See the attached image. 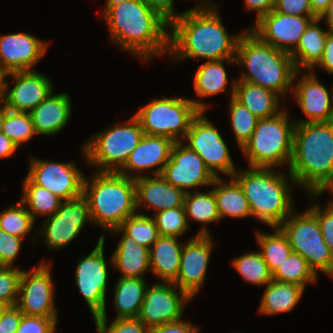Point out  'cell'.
<instances>
[{"instance_id":"cell-20","label":"cell","mask_w":333,"mask_h":333,"mask_svg":"<svg viewBox=\"0 0 333 333\" xmlns=\"http://www.w3.org/2000/svg\"><path fill=\"white\" fill-rule=\"evenodd\" d=\"M213 243L211 235H195L183 245L180 269L172 283L191 299L201 289L206 278Z\"/></svg>"},{"instance_id":"cell-63","label":"cell","mask_w":333,"mask_h":333,"mask_svg":"<svg viewBox=\"0 0 333 333\" xmlns=\"http://www.w3.org/2000/svg\"><path fill=\"white\" fill-rule=\"evenodd\" d=\"M6 307H7L6 305L0 303V317H1L2 313H3V311L6 309Z\"/></svg>"},{"instance_id":"cell-28","label":"cell","mask_w":333,"mask_h":333,"mask_svg":"<svg viewBox=\"0 0 333 333\" xmlns=\"http://www.w3.org/2000/svg\"><path fill=\"white\" fill-rule=\"evenodd\" d=\"M178 237L159 236L149 249L150 271L162 282H173L180 269L184 242Z\"/></svg>"},{"instance_id":"cell-42","label":"cell","mask_w":333,"mask_h":333,"mask_svg":"<svg viewBox=\"0 0 333 333\" xmlns=\"http://www.w3.org/2000/svg\"><path fill=\"white\" fill-rule=\"evenodd\" d=\"M228 108L230 110V122L238 142L237 144H239L242 149L250 140L259 118L252 114L249 109L243 106L234 97L230 98Z\"/></svg>"},{"instance_id":"cell-43","label":"cell","mask_w":333,"mask_h":333,"mask_svg":"<svg viewBox=\"0 0 333 333\" xmlns=\"http://www.w3.org/2000/svg\"><path fill=\"white\" fill-rule=\"evenodd\" d=\"M153 216L160 236L179 238L189 228L184 207L162 210Z\"/></svg>"},{"instance_id":"cell-50","label":"cell","mask_w":333,"mask_h":333,"mask_svg":"<svg viewBox=\"0 0 333 333\" xmlns=\"http://www.w3.org/2000/svg\"><path fill=\"white\" fill-rule=\"evenodd\" d=\"M21 318L22 313L16 305L6 307L0 317V333H16Z\"/></svg>"},{"instance_id":"cell-52","label":"cell","mask_w":333,"mask_h":333,"mask_svg":"<svg viewBox=\"0 0 333 333\" xmlns=\"http://www.w3.org/2000/svg\"><path fill=\"white\" fill-rule=\"evenodd\" d=\"M198 327L182 319L157 326L151 329V333H198Z\"/></svg>"},{"instance_id":"cell-27","label":"cell","mask_w":333,"mask_h":333,"mask_svg":"<svg viewBox=\"0 0 333 333\" xmlns=\"http://www.w3.org/2000/svg\"><path fill=\"white\" fill-rule=\"evenodd\" d=\"M110 233L123 235L111 257L113 266L122 274L120 277L144 278L143 274L150 271L149 249L138 245L119 228Z\"/></svg>"},{"instance_id":"cell-2","label":"cell","mask_w":333,"mask_h":333,"mask_svg":"<svg viewBox=\"0 0 333 333\" xmlns=\"http://www.w3.org/2000/svg\"><path fill=\"white\" fill-rule=\"evenodd\" d=\"M112 42L147 61L169 51V23L143 0H129L103 12Z\"/></svg>"},{"instance_id":"cell-61","label":"cell","mask_w":333,"mask_h":333,"mask_svg":"<svg viewBox=\"0 0 333 333\" xmlns=\"http://www.w3.org/2000/svg\"><path fill=\"white\" fill-rule=\"evenodd\" d=\"M5 77H6V73L4 72L3 68L0 65V86Z\"/></svg>"},{"instance_id":"cell-18","label":"cell","mask_w":333,"mask_h":333,"mask_svg":"<svg viewBox=\"0 0 333 333\" xmlns=\"http://www.w3.org/2000/svg\"><path fill=\"white\" fill-rule=\"evenodd\" d=\"M8 76L13 78V88L9 87ZM1 87L8 110L28 113L53 92L51 80L34 70L7 73Z\"/></svg>"},{"instance_id":"cell-38","label":"cell","mask_w":333,"mask_h":333,"mask_svg":"<svg viewBox=\"0 0 333 333\" xmlns=\"http://www.w3.org/2000/svg\"><path fill=\"white\" fill-rule=\"evenodd\" d=\"M232 265L248 283L265 286L273 280L272 273L259 251L248 252L233 259Z\"/></svg>"},{"instance_id":"cell-19","label":"cell","mask_w":333,"mask_h":333,"mask_svg":"<svg viewBox=\"0 0 333 333\" xmlns=\"http://www.w3.org/2000/svg\"><path fill=\"white\" fill-rule=\"evenodd\" d=\"M316 18L276 12L274 9L255 21L250 30L262 41L290 53L308 25Z\"/></svg>"},{"instance_id":"cell-26","label":"cell","mask_w":333,"mask_h":333,"mask_svg":"<svg viewBox=\"0 0 333 333\" xmlns=\"http://www.w3.org/2000/svg\"><path fill=\"white\" fill-rule=\"evenodd\" d=\"M232 83L231 97H234L259 119L273 117L282 111L280 110L282 109L281 104H279L281 96L274 91L247 81L234 80Z\"/></svg>"},{"instance_id":"cell-23","label":"cell","mask_w":333,"mask_h":333,"mask_svg":"<svg viewBox=\"0 0 333 333\" xmlns=\"http://www.w3.org/2000/svg\"><path fill=\"white\" fill-rule=\"evenodd\" d=\"M174 143V140L166 137L144 134L136 148L129 154L124 166L117 173L128 178L137 179L140 177L138 173L154 168L153 176L161 175L165 165L170 160ZM130 171H136L137 175H131Z\"/></svg>"},{"instance_id":"cell-31","label":"cell","mask_w":333,"mask_h":333,"mask_svg":"<svg viewBox=\"0 0 333 333\" xmlns=\"http://www.w3.org/2000/svg\"><path fill=\"white\" fill-rule=\"evenodd\" d=\"M305 288L296 284L272 280L266 285L262 295L259 312L264 315H276L294 310Z\"/></svg>"},{"instance_id":"cell-47","label":"cell","mask_w":333,"mask_h":333,"mask_svg":"<svg viewBox=\"0 0 333 333\" xmlns=\"http://www.w3.org/2000/svg\"><path fill=\"white\" fill-rule=\"evenodd\" d=\"M57 319L22 314L16 333H56Z\"/></svg>"},{"instance_id":"cell-49","label":"cell","mask_w":333,"mask_h":333,"mask_svg":"<svg viewBox=\"0 0 333 333\" xmlns=\"http://www.w3.org/2000/svg\"><path fill=\"white\" fill-rule=\"evenodd\" d=\"M274 10L288 15L318 18L312 11L310 0H276Z\"/></svg>"},{"instance_id":"cell-45","label":"cell","mask_w":333,"mask_h":333,"mask_svg":"<svg viewBox=\"0 0 333 333\" xmlns=\"http://www.w3.org/2000/svg\"><path fill=\"white\" fill-rule=\"evenodd\" d=\"M22 270L16 267H0V303L15 306Z\"/></svg>"},{"instance_id":"cell-7","label":"cell","mask_w":333,"mask_h":333,"mask_svg":"<svg viewBox=\"0 0 333 333\" xmlns=\"http://www.w3.org/2000/svg\"><path fill=\"white\" fill-rule=\"evenodd\" d=\"M286 109L270 118L259 119L250 140L241 149L253 168H282L290 165L293 153L294 120Z\"/></svg>"},{"instance_id":"cell-41","label":"cell","mask_w":333,"mask_h":333,"mask_svg":"<svg viewBox=\"0 0 333 333\" xmlns=\"http://www.w3.org/2000/svg\"><path fill=\"white\" fill-rule=\"evenodd\" d=\"M2 133L12 140L18 148L37 135L30 113L11 111L6 107Z\"/></svg>"},{"instance_id":"cell-14","label":"cell","mask_w":333,"mask_h":333,"mask_svg":"<svg viewBox=\"0 0 333 333\" xmlns=\"http://www.w3.org/2000/svg\"><path fill=\"white\" fill-rule=\"evenodd\" d=\"M26 177L64 201L83 195L85 176L73 161L53 162L31 157Z\"/></svg>"},{"instance_id":"cell-59","label":"cell","mask_w":333,"mask_h":333,"mask_svg":"<svg viewBox=\"0 0 333 333\" xmlns=\"http://www.w3.org/2000/svg\"><path fill=\"white\" fill-rule=\"evenodd\" d=\"M126 1H129V0H107L106 7L103 12H105L111 6H115L117 4H120V3H123Z\"/></svg>"},{"instance_id":"cell-5","label":"cell","mask_w":333,"mask_h":333,"mask_svg":"<svg viewBox=\"0 0 333 333\" xmlns=\"http://www.w3.org/2000/svg\"><path fill=\"white\" fill-rule=\"evenodd\" d=\"M242 187L251 210V215L271 228L279 227L293 212L290 182L283 172L273 168L237 170L232 176ZM290 179V182L289 180Z\"/></svg>"},{"instance_id":"cell-32","label":"cell","mask_w":333,"mask_h":333,"mask_svg":"<svg viewBox=\"0 0 333 333\" xmlns=\"http://www.w3.org/2000/svg\"><path fill=\"white\" fill-rule=\"evenodd\" d=\"M146 288L144 278L119 277L114 289L116 319L138 317Z\"/></svg>"},{"instance_id":"cell-17","label":"cell","mask_w":333,"mask_h":333,"mask_svg":"<svg viewBox=\"0 0 333 333\" xmlns=\"http://www.w3.org/2000/svg\"><path fill=\"white\" fill-rule=\"evenodd\" d=\"M184 144L183 141L174 143L170 160L161 175L169 184L185 193L193 187L212 186L216 177L207 168L203 159Z\"/></svg>"},{"instance_id":"cell-33","label":"cell","mask_w":333,"mask_h":333,"mask_svg":"<svg viewBox=\"0 0 333 333\" xmlns=\"http://www.w3.org/2000/svg\"><path fill=\"white\" fill-rule=\"evenodd\" d=\"M226 61L236 64V59H221L199 66L194 77V89L200 99L226 91L228 78L223 63Z\"/></svg>"},{"instance_id":"cell-3","label":"cell","mask_w":333,"mask_h":333,"mask_svg":"<svg viewBox=\"0 0 333 333\" xmlns=\"http://www.w3.org/2000/svg\"><path fill=\"white\" fill-rule=\"evenodd\" d=\"M288 171L310 195L333 177V121L295 124Z\"/></svg>"},{"instance_id":"cell-9","label":"cell","mask_w":333,"mask_h":333,"mask_svg":"<svg viewBox=\"0 0 333 333\" xmlns=\"http://www.w3.org/2000/svg\"><path fill=\"white\" fill-rule=\"evenodd\" d=\"M139 120L132 118L96 133L82 148L86 161L96 165V172H118L143 137ZM94 164V165H93Z\"/></svg>"},{"instance_id":"cell-8","label":"cell","mask_w":333,"mask_h":333,"mask_svg":"<svg viewBox=\"0 0 333 333\" xmlns=\"http://www.w3.org/2000/svg\"><path fill=\"white\" fill-rule=\"evenodd\" d=\"M208 105L201 100L163 97L153 99L134 115L149 136L166 137L180 142L189 131L192 120Z\"/></svg>"},{"instance_id":"cell-16","label":"cell","mask_w":333,"mask_h":333,"mask_svg":"<svg viewBox=\"0 0 333 333\" xmlns=\"http://www.w3.org/2000/svg\"><path fill=\"white\" fill-rule=\"evenodd\" d=\"M175 288L172 282L147 286L137 319L150 330L183 319L184 305L192 299L179 288L176 292Z\"/></svg>"},{"instance_id":"cell-62","label":"cell","mask_w":333,"mask_h":333,"mask_svg":"<svg viewBox=\"0 0 333 333\" xmlns=\"http://www.w3.org/2000/svg\"><path fill=\"white\" fill-rule=\"evenodd\" d=\"M4 104L3 102V90L2 87L0 86V107Z\"/></svg>"},{"instance_id":"cell-25","label":"cell","mask_w":333,"mask_h":333,"mask_svg":"<svg viewBox=\"0 0 333 333\" xmlns=\"http://www.w3.org/2000/svg\"><path fill=\"white\" fill-rule=\"evenodd\" d=\"M68 94L53 92L29 113L37 135H55L68 124L71 115Z\"/></svg>"},{"instance_id":"cell-57","label":"cell","mask_w":333,"mask_h":333,"mask_svg":"<svg viewBox=\"0 0 333 333\" xmlns=\"http://www.w3.org/2000/svg\"><path fill=\"white\" fill-rule=\"evenodd\" d=\"M330 0H310L313 13L319 17L328 7Z\"/></svg>"},{"instance_id":"cell-53","label":"cell","mask_w":333,"mask_h":333,"mask_svg":"<svg viewBox=\"0 0 333 333\" xmlns=\"http://www.w3.org/2000/svg\"><path fill=\"white\" fill-rule=\"evenodd\" d=\"M245 8L247 10L257 12L256 21H258L262 16L271 12L274 7L276 0H244Z\"/></svg>"},{"instance_id":"cell-10","label":"cell","mask_w":333,"mask_h":333,"mask_svg":"<svg viewBox=\"0 0 333 333\" xmlns=\"http://www.w3.org/2000/svg\"><path fill=\"white\" fill-rule=\"evenodd\" d=\"M289 240L292 251L300 254L317 275L333 276V253L326 245L316 216L309 210L293 211L279 226Z\"/></svg>"},{"instance_id":"cell-6","label":"cell","mask_w":333,"mask_h":333,"mask_svg":"<svg viewBox=\"0 0 333 333\" xmlns=\"http://www.w3.org/2000/svg\"><path fill=\"white\" fill-rule=\"evenodd\" d=\"M84 178L83 196L89 204L92 223L106 231L118 228L136 214L135 181L116 172H94Z\"/></svg>"},{"instance_id":"cell-24","label":"cell","mask_w":333,"mask_h":333,"mask_svg":"<svg viewBox=\"0 0 333 333\" xmlns=\"http://www.w3.org/2000/svg\"><path fill=\"white\" fill-rule=\"evenodd\" d=\"M134 181L136 210L141 205L145 209L150 207L156 211L155 213L166 209L184 207L186 193L169 184L162 175L154 177L141 175Z\"/></svg>"},{"instance_id":"cell-39","label":"cell","mask_w":333,"mask_h":333,"mask_svg":"<svg viewBox=\"0 0 333 333\" xmlns=\"http://www.w3.org/2000/svg\"><path fill=\"white\" fill-rule=\"evenodd\" d=\"M118 228L138 245L148 249L160 236L154 219L140 213L126 218Z\"/></svg>"},{"instance_id":"cell-30","label":"cell","mask_w":333,"mask_h":333,"mask_svg":"<svg viewBox=\"0 0 333 333\" xmlns=\"http://www.w3.org/2000/svg\"><path fill=\"white\" fill-rule=\"evenodd\" d=\"M212 186V190L217 201V210L220 220L229 216L232 218H245L251 215L249 202L239 183L231 177L230 180L223 181L221 176L217 177Z\"/></svg>"},{"instance_id":"cell-55","label":"cell","mask_w":333,"mask_h":333,"mask_svg":"<svg viewBox=\"0 0 333 333\" xmlns=\"http://www.w3.org/2000/svg\"><path fill=\"white\" fill-rule=\"evenodd\" d=\"M18 149V146L4 133H0V159L8 158Z\"/></svg>"},{"instance_id":"cell-48","label":"cell","mask_w":333,"mask_h":333,"mask_svg":"<svg viewBox=\"0 0 333 333\" xmlns=\"http://www.w3.org/2000/svg\"><path fill=\"white\" fill-rule=\"evenodd\" d=\"M308 209L316 216L324 241L333 253V207L321 208L315 203Z\"/></svg>"},{"instance_id":"cell-12","label":"cell","mask_w":333,"mask_h":333,"mask_svg":"<svg viewBox=\"0 0 333 333\" xmlns=\"http://www.w3.org/2000/svg\"><path fill=\"white\" fill-rule=\"evenodd\" d=\"M43 262L31 271L22 270L16 306L26 316L58 318L51 265Z\"/></svg>"},{"instance_id":"cell-34","label":"cell","mask_w":333,"mask_h":333,"mask_svg":"<svg viewBox=\"0 0 333 333\" xmlns=\"http://www.w3.org/2000/svg\"><path fill=\"white\" fill-rule=\"evenodd\" d=\"M185 214L188 218L196 220L203 224V227L196 233V235H210L207 230V224L217 222L220 220L217 201L213 190L206 192L186 193L184 199Z\"/></svg>"},{"instance_id":"cell-35","label":"cell","mask_w":333,"mask_h":333,"mask_svg":"<svg viewBox=\"0 0 333 333\" xmlns=\"http://www.w3.org/2000/svg\"><path fill=\"white\" fill-rule=\"evenodd\" d=\"M35 222L36 216L51 217L60 208L62 200L47 189L32 183L27 177L23 180V193L20 200Z\"/></svg>"},{"instance_id":"cell-36","label":"cell","mask_w":333,"mask_h":333,"mask_svg":"<svg viewBox=\"0 0 333 333\" xmlns=\"http://www.w3.org/2000/svg\"><path fill=\"white\" fill-rule=\"evenodd\" d=\"M273 234L256 232L257 244L261 248L259 251L273 274L284 260L293 252L287 236L279 227L273 228Z\"/></svg>"},{"instance_id":"cell-44","label":"cell","mask_w":333,"mask_h":333,"mask_svg":"<svg viewBox=\"0 0 333 333\" xmlns=\"http://www.w3.org/2000/svg\"><path fill=\"white\" fill-rule=\"evenodd\" d=\"M97 333H151L137 318H119L107 326V314L102 313L94 319Z\"/></svg>"},{"instance_id":"cell-11","label":"cell","mask_w":333,"mask_h":333,"mask_svg":"<svg viewBox=\"0 0 333 333\" xmlns=\"http://www.w3.org/2000/svg\"><path fill=\"white\" fill-rule=\"evenodd\" d=\"M204 113L200 111L192 120L189 131L182 141L188 142L186 145L203 159L216 178L219 177L217 172L232 177L237 170L228 146L218 129Z\"/></svg>"},{"instance_id":"cell-56","label":"cell","mask_w":333,"mask_h":333,"mask_svg":"<svg viewBox=\"0 0 333 333\" xmlns=\"http://www.w3.org/2000/svg\"><path fill=\"white\" fill-rule=\"evenodd\" d=\"M321 21L325 20L328 25V32L333 33V0H330L327 9L318 17Z\"/></svg>"},{"instance_id":"cell-4","label":"cell","mask_w":333,"mask_h":333,"mask_svg":"<svg viewBox=\"0 0 333 333\" xmlns=\"http://www.w3.org/2000/svg\"><path fill=\"white\" fill-rule=\"evenodd\" d=\"M236 64L246 70L236 81H247L274 91L281 97L292 91L297 71L291 55L262 41L251 30L240 34Z\"/></svg>"},{"instance_id":"cell-1","label":"cell","mask_w":333,"mask_h":333,"mask_svg":"<svg viewBox=\"0 0 333 333\" xmlns=\"http://www.w3.org/2000/svg\"><path fill=\"white\" fill-rule=\"evenodd\" d=\"M210 0L186 10L169 24V55L175 60L235 59L240 37L226 32L219 15L218 7Z\"/></svg>"},{"instance_id":"cell-54","label":"cell","mask_w":333,"mask_h":333,"mask_svg":"<svg viewBox=\"0 0 333 333\" xmlns=\"http://www.w3.org/2000/svg\"><path fill=\"white\" fill-rule=\"evenodd\" d=\"M320 67L324 69L329 74H333V33H327V39L325 43V49L323 52V56L319 63L315 67Z\"/></svg>"},{"instance_id":"cell-60","label":"cell","mask_w":333,"mask_h":333,"mask_svg":"<svg viewBox=\"0 0 333 333\" xmlns=\"http://www.w3.org/2000/svg\"><path fill=\"white\" fill-rule=\"evenodd\" d=\"M4 117H5V105L3 104L0 107V133L2 132L3 129Z\"/></svg>"},{"instance_id":"cell-29","label":"cell","mask_w":333,"mask_h":333,"mask_svg":"<svg viewBox=\"0 0 333 333\" xmlns=\"http://www.w3.org/2000/svg\"><path fill=\"white\" fill-rule=\"evenodd\" d=\"M319 18L314 19L301 36L297 46L289 53L297 71L314 70L323 56L327 39V30H323Z\"/></svg>"},{"instance_id":"cell-46","label":"cell","mask_w":333,"mask_h":333,"mask_svg":"<svg viewBox=\"0 0 333 333\" xmlns=\"http://www.w3.org/2000/svg\"><path fill=\"white\" fill-rule=\"evenodd\" d=\"M22 239L0 229V267H14Z\"/></svg>"},{"instance_id":"cell-13","label":"cell","mask_w":333,"mask_h":333,"mask_svg":"<svg viewBox=\"0 0 333 333\" xmlns=\"http://www.w3.org/2000/svg\"><path fill=\"white\" fill-rule=\"evenodd\" d=\"M105 237L101 235L90 254L81 258L76 267L75 282L92 313L93 319L106 313V291L109 279L104 258Z\"/></svg>"},{"instance_id":"cell-15","label":"cell","mask_w":333,"mask_h":333,"mask_svg":"<svg viewBox=\"0 0 333 333\" xmlns=\"http://www.w3.org/2000/svg\"><path fill=\"white\" fill-rule=\"evenodd\" d=\"M87 222L92 223L89 204L82 195L76 199L62 201L59 210L48 217L38 235L44 236L43 243L49 249L59 250L72 242L80 234Z\"/></svg>"},{"instance_id":"cell-21","label":"cell","mask_w":333,"mask_h":333,"mask_svg":"<svg viewBox=\"0 0 333 333\" xmlns=\"http://www.w3.org/2000/svg\"><path fill=\"white\" fill-rule=\"evenodd\" d=\"M329 90L317 79L314 70L306 71L293 84L292 92L302 113L308 120H294L295 124L333 121V88Z\"/></svg>"},{"instance_id":"cell-51","label":"cell","mask_w":333,"mask_h":333,"mask_svg":"<svg viewBox=\"0 0 333 333\" xmlns=\"http://www.w3.org/2000/svg\"><path fill=\"white\" fill-rule=\"evenodd\" d=\"M152 10L156 11L169 24L184 12L175 13L174 0H143Z\"/></svg>"},{"instance_id":"cell-40","label":"cell","mask_w":333,"mask_h":333,"mask_svg":"<svg viewBox=\"0 0 333 333\" xmlns=\"http://www.w3.org/2000/svg\"><path fill=\"white\" fill-rule=\"evenodd\" d=\"M34 223L31 214L21 201L0 212V229L19 238L29 234Z\"/></svg>"},{"instance_id":"cell-37","label":"cell","mask_w":333,"mask_h":333,"mask_svg":"<svg viewBox=\"0 0 333 333\" xmlns=\"http://www.w3.org/2000/svg\"><path fill=\"white\" fill-rule=\"evenodd\" d=\"M317 277L307 261L295 252H292L272 274L274 281L296 284L304 288L307 283H315Z\"/></svg>"},{"instance_id":"cell-22","label":"cell","mask_w":333,"mask_h":333,"mask_svg":"<svg viewBox=\"0 0 333 333\" xmlns=\"http://www.w3.org/2000/svg\"><path fill=\"white\" fill-rule=\"evenodd\" d=\"M46 41L27 33L0 36V65L4 72L33 71V66L45 55Z\"/></svg>"},{"instance_id":"cell-58","label":"cell","mask_w":333,"mask_h":333,"mask_svg":"<svg viewBox=\"0 0 333 333\" xmlns=\"http://www.w3.org/2000/svg\"><path fill=\"white\" fill-rule=\"evenodd\" d=\"M326 190H329L331 193H333V177H331L320 189L316 194H311L312 197H314V199H316V197L320 196L323 192H325ZM333 195V194H332ZM328 206L333 207V201H330V203H328Z\"/></svg>"}]
</instances>
